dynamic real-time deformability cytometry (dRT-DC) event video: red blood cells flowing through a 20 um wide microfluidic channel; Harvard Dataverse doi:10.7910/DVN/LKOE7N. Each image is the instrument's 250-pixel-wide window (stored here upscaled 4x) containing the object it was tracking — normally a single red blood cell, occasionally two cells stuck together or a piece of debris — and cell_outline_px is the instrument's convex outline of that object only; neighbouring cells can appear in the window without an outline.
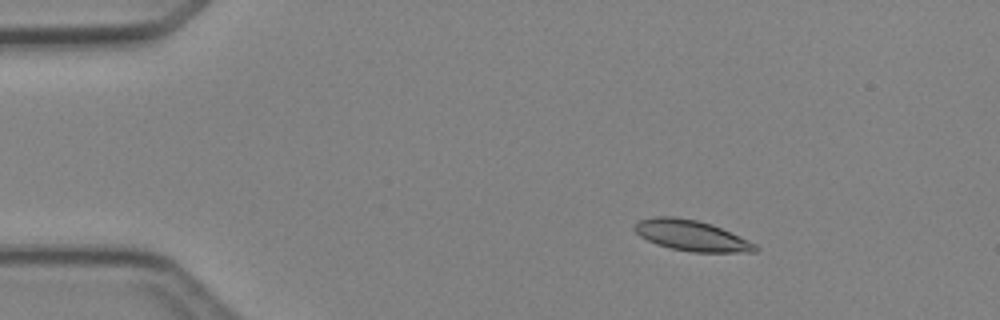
{"species": "Egyptian fruit bat (a non-hibernating species)", "species_latin": "Rousettus aegyptiacus", "temperature_condition": "cold", "stored_images_in_passage": 4, "segment_of_instrument_passage": [1, 2], "camera_frame_rate_fps": 3000, "um_per_image_px": 0.085, "animal": {"sex": "female"}, "frame": {"image": 1, "passage_image": 2, "time_ms": 1.0, "image_size_px": [1000, 320], "cell_outline_px": [[760, 248], [756, 252], [692, 252], [672, 248], [656, 244], [640, 236], [632, 228], [640, 220], [656, 216], [672, 216], [696, 220], [712, 224], [748, 240], [756, 244]], "centroid_in_image_um": [58.79, 20.02], "position_along_channel_um": 26.2, "area_um2": 21.44}}